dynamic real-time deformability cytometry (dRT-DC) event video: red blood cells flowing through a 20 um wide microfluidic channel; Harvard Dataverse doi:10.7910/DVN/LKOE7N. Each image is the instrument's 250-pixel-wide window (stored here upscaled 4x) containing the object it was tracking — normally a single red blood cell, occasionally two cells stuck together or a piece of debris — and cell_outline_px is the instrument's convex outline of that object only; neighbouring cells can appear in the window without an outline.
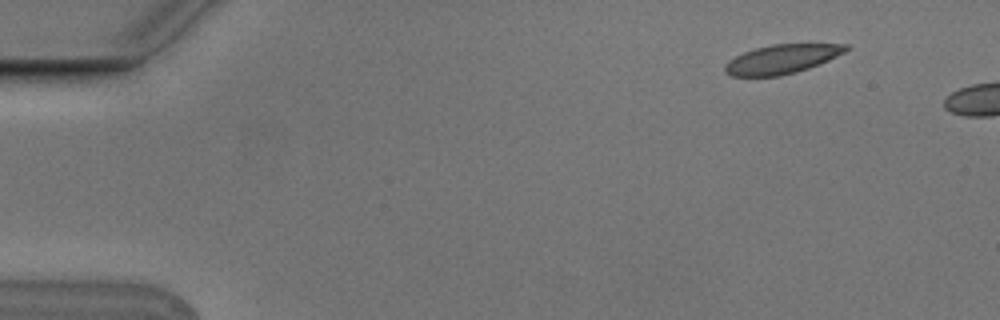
{"species": "Egyptian fruit bat (a non-hibernating species)", "species_latin": "Rousettus aegyptiacus", "temperature_condition": "cold", "stored_images_in_passage": 5, "camera_frame_rate_fps": 3000, "um_per_image_px": 0.085, "animal": {"sex": "male"}, "frame": {"image": 1, "passage_image": 1, "time_ms": 0.0, "image_size_px": [1000, 320], "cell_outline_px": [[848, 48], [844, 52], [828, 60], [808, 68], [796, 72], [780, 76], [732, 76], [724, 72], [724, 64], [728, 60], [744, 52], [756, 48], [772, 44], [848, 44]], "centroid_in_image_um": [66.41, 5.03], "position_along_channel_um": 18.6, "area_um2": 20.35}}